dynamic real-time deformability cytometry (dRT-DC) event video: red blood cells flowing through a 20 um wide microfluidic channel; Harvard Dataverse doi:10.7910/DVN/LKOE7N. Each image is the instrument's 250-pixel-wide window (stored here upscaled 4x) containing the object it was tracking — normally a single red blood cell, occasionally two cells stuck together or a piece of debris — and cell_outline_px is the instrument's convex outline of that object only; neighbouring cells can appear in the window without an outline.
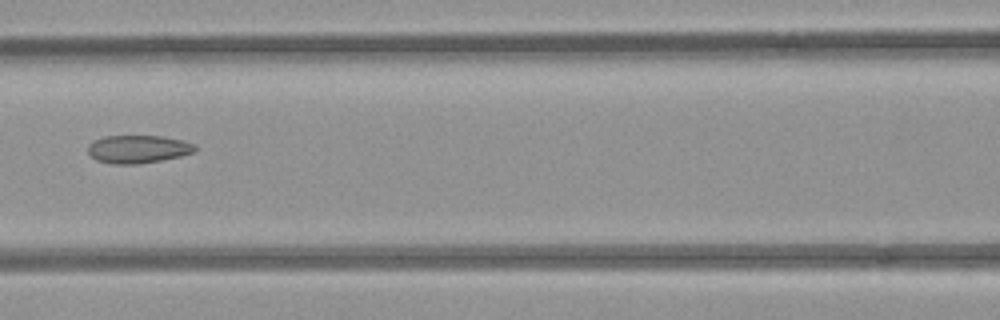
{"species": "common noctule bat (a hibernating species)", "species_latin": "Nyctalus noctula", "temperature_condition": "room temperature", "stored_images_in_passage": 5, "camera_frame_rate_fps": 3000, "um_per_image_px": 0.085, "animal": {"sex": "female", "body_mass_g": 21.9}, "frame": {"image": 1, "passage_image": 4, "time_ms": 4.333, "image_size_px": [1000, 320], "cell_outline_px": [[196, 148], [192, 152], [180, 156], [160, 160], [136, 164], [112, 164], [96, 160], [88, 152], [88, 144], [92, 140], [104, 136], [160, 136], [184, 140], [196, 144]], "centroid_in_image_um": [11.7, 12.66], "position_along_channel_um": 154.9, "area_um2": 17.46}}
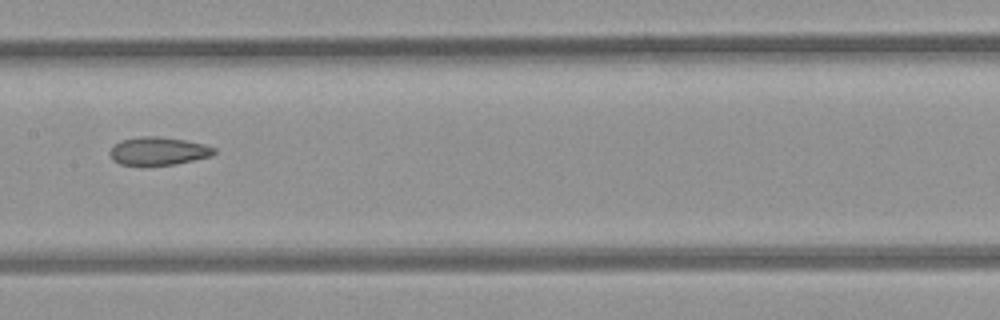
{"frame": {"image": 2, "passage_image": 5, "time_ms": 5.333, "image_size_px": [1000, 320], "cell_outline_px": [[216, 152], [212, 156], [172, 164], [120, 164], [112, 160], [108, 152], [112, 144], [120, 140], [144, 136], [156, 136], [184, 140], [204, 144], [216, 148]], "centroid_in_image_um": [13.42, 12.82], "position_along_channel_um": 194.0, "area_um2": 16.88}}